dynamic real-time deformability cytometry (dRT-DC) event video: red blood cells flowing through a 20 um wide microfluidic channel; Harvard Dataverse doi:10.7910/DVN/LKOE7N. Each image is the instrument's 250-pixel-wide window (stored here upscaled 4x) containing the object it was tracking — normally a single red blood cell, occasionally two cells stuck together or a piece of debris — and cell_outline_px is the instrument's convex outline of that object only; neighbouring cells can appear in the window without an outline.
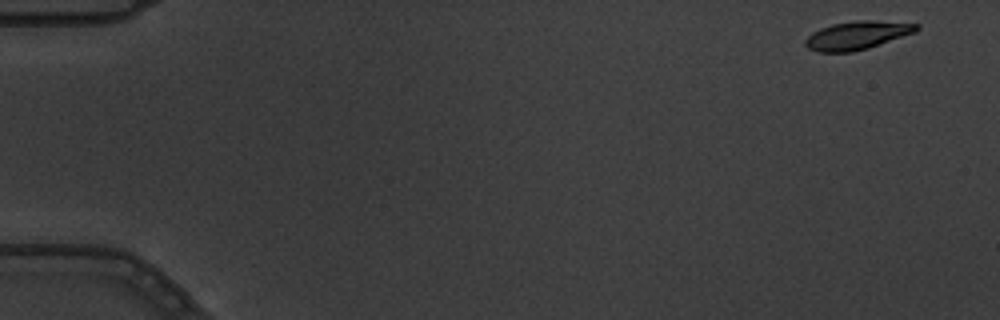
{"species": "common noctule bat (a hibernating species)", "species_latin": "Nyctalus noctula", "temperature_condition": "warm", "stored_images_in_passage": 15, "camera_frame_rate_fps": 3000, "um_per_image_px": 0.085, "animal": {"sex": "male", "body_mass_g": 19.5, "forearm_length_mm": 54.6}, "frame": {"image": 1, "passage_image": 1, "time_ms": 0.0, "image_size_px": [1000, 320], "cell_outline_px": [[920, 28], [916, 32], [868, 48], [852, 52], [820, 52], [808, 48], [804, 44], [804, 40], [812, 32], [820, 28], [832, 24], [856, 20], [872, 20], [920, 24]], "centroid_in_image_um": [72.85, 3.0], "position_along_channel_um": 12.1, "area_um2": 18.38}}
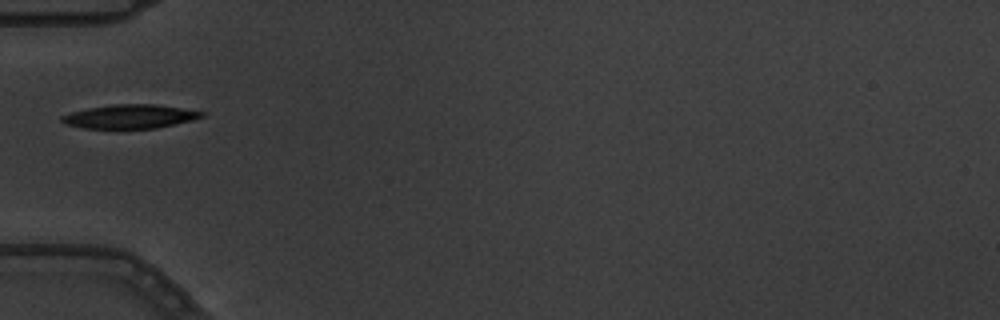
{"frame": {"image": 2, "passage_image": 5, "time_ms": 1.333, "image_size_px": [1000, 320], "cell_outline_px": [[204, 116], [192, 120], [176, 124], [156, 128], [84, 128], [64, 124], [60, 120], [60, 116], [72, 112], [88, 108], [112, 104], [156, 104], [204, 112]], "centroid_in_image_um": [11.02, 9.9], "position_along_channel_um": 74.0, "area_um2": 19.36}}
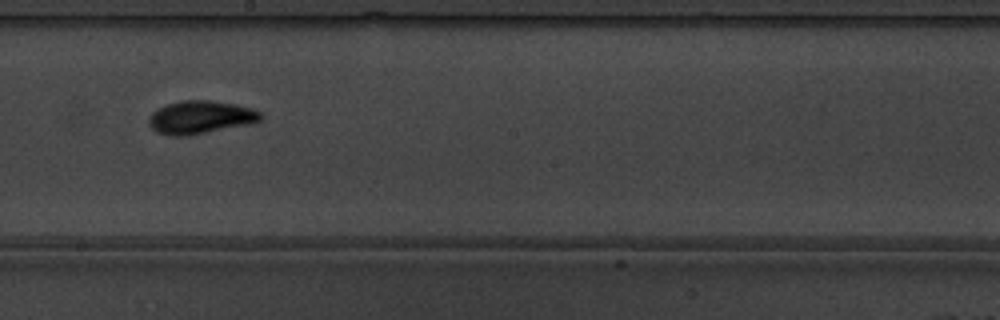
{"frame": {"image": 3, "passage_image": 9, "time_ms": 2.667, "image_size_px": [1000, 320], "cell_outline_px": [[264, 116], [260, 120], [248, 124], [184, 136], [172, 136], [156, 132], [148, 124], [148, 116], [152, 112], [168, 104], [180, 100], [208, 100], [232, 104], [252, 108], [260, 112]], "centroid_in_image_um": [17.0, 9.96], "position_along_channel_um": 231.2, "area_um2": 21.27}}